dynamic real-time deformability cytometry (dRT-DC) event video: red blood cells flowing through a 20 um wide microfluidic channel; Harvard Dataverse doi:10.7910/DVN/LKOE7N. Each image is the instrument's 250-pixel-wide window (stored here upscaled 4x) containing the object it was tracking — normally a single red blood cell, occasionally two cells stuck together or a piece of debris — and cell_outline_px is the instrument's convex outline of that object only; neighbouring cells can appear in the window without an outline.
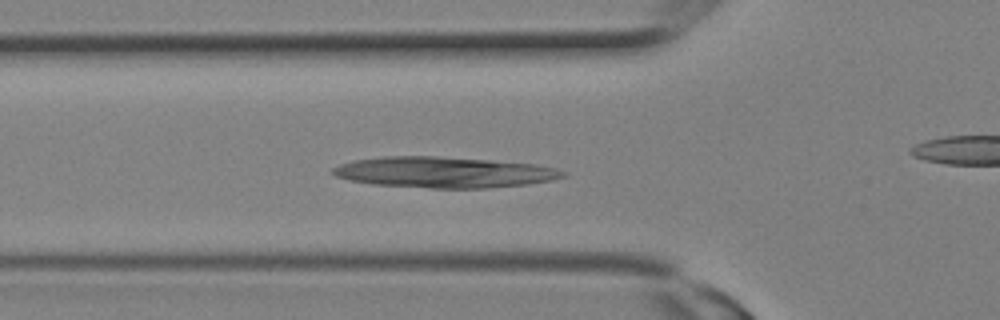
{"species": "Egyptian fruit bat (a non-hibernating species)", "species_latin": "Rousettus aegyptiacus", "temperature_condition": "room temperature", "stored_images_in_passage": 6, "segment_of_instrument_passage": [1, 2], "camera_frame_rate_fps": 3000, "um_per_image_px": 0.085, "animal": {"sex": "female"}, "frame": {"image": 1, "passage_image": 3, "time_ms": 0.667, "image_size_px": [1000, 320], "cell_outline_px": [[568, 176], [552, 180], [528, 184], [484, 188], [432, 188], [372, 184], [348, 180], [336, 176], [332, 172], [332, 168], [340, 164], [352, 160], [384, 156], [436, 156], [488, 160], [536, 164], [556, 168], [568, 172]], "centroid_in_image_um": [37.75, 14.64], "position_along_channel_um": 88.0, "area_um2": 41.5}}
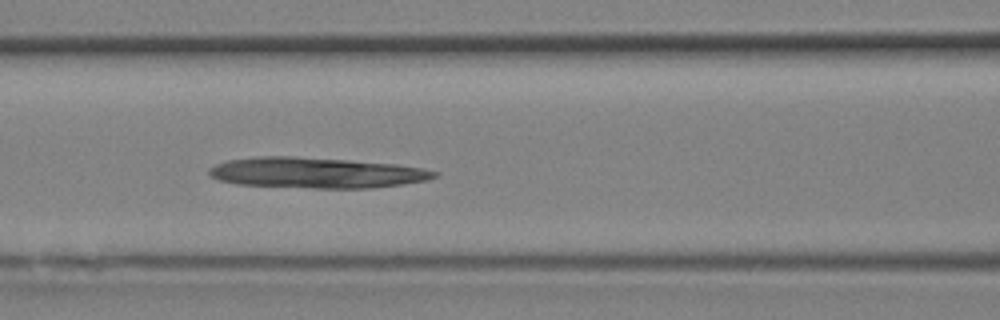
{"frame": {"image": 2, "passage_image": 5, "time_ms": 1.333, "image_size_px": [1000, 320], "cell_outline_px": [[440, 172], [436, 176], [428, 180], [372, 188], [312, 188], [236, 184], [220, 180], [212, 176], [208, 172], [208, 168], [216, 164], [228, 160], [256, 156], [296, 156], [348, 160], [396, 164], [420, 168]], "centroid_in_image_um": [26.86, 14.68], "position_along_channel_um": 139.7, "area_um2": 40.17}}